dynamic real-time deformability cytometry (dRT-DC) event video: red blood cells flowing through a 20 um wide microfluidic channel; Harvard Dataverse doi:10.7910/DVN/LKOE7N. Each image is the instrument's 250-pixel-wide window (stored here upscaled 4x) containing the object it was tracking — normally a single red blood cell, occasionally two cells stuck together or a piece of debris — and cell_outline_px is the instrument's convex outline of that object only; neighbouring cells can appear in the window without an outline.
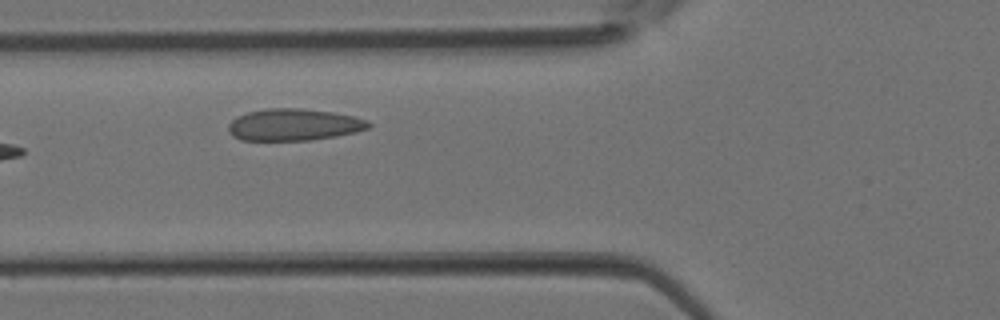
{"species": "Egyptian fruit bat (a non-hibernating species)", "species_latin": "Rousettus aegyptiacus", "temperature_condition": "room temperature", "stored_images_in_passage": 5, "camera_frame_rate_fps": 3000, "um_per_image_px": 0.085, "animal": {"sex": "female"}, "frame": {"image": 1, "passage_image": 5, "time_ms": 1.333, "image_size_px": [1000, 320], "cell_outline_px": [[372, 128], [356, 132], [336, 136], [312, 140], [240, 140], [232, 136], [228, 132], [228, 124], [236, 116], [248, 112], [268, 108], [300, 108], [332, 112], [352, 116], [368, 120], [372, 124]], "centroid_in_image_um": [24.98, 10.6], "position_along_channel_um": 100.8, "area_um2": 26.24}}